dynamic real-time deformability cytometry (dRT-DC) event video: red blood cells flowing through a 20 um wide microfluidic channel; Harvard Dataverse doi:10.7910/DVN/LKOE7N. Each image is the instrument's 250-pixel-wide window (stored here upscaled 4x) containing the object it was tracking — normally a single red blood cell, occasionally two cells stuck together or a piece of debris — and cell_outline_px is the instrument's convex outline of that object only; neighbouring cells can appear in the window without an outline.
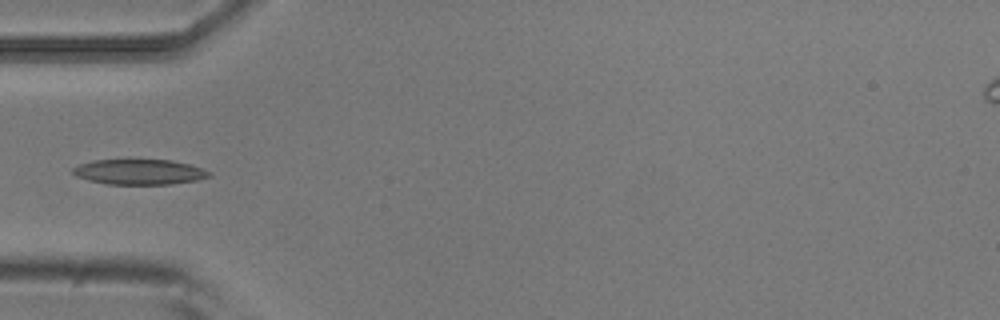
{"species": "common noctule bat (a hibernating species)", "species_latin": "Nyctalus noctula", "temperature_condition": "room temperature", "stored_images_in_passage": 5, "camera_frame_rate_fps": 3000, "um_per_image_px": 0.085, "animal": {"sex": "male", "body_mass_g": 20.5, "forearm_length_mm": 52.5}, "frame": {"image": 1, "passage_image": 4, "time_ms": 1.0, "image_size_px": [1000, 320], "cell_outline_px": [[212, 176], [196, 180], [172, 184], [108, 184], [88, 180], [76, 176], [72, 172], [72, 168], [80, 164], [92, 160], [172, 160], [188, 164], [212, 172]], "centroid_in_image_um": [11.84, 14.61], "position_along_channel_um": 73.2, "area_um2": 20.0}}